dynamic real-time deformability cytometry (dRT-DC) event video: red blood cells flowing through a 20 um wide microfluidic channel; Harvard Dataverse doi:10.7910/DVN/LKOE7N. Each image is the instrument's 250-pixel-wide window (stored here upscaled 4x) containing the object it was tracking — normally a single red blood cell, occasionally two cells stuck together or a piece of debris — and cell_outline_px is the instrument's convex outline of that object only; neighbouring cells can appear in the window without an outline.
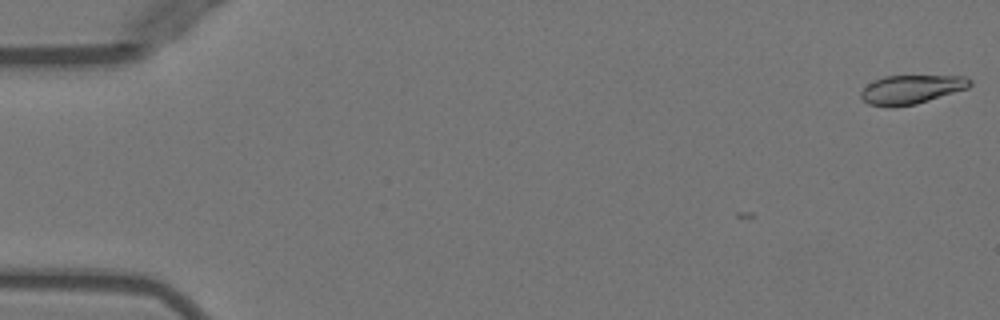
{"species": "Egyptian fruit bat (a non-hibernating species)", "species_latin": "Rousettus aegyptiacus", "temperature_condition": "warm", "stored_images_in_passage": 4, "camera_frame_rate_fps": 3000, "um_per_image_px": 0.085, "animal": {"sex": "female"}, "frame": {"image": 1, "passage_image": 1, "time_ms": 0.0, "image_size_px": [1000, 320], "cell_outline_px": [[972, 84], [968, 88], [916, 104], [868, 104], [860, 96], [860, 92], [868, 84], [884, 76], [964, 76], [972, 80]], "centroid_in_image_um": [77.52, 7.56], "position_along_channel_um": 7.5, "area_um2": 17.63}}